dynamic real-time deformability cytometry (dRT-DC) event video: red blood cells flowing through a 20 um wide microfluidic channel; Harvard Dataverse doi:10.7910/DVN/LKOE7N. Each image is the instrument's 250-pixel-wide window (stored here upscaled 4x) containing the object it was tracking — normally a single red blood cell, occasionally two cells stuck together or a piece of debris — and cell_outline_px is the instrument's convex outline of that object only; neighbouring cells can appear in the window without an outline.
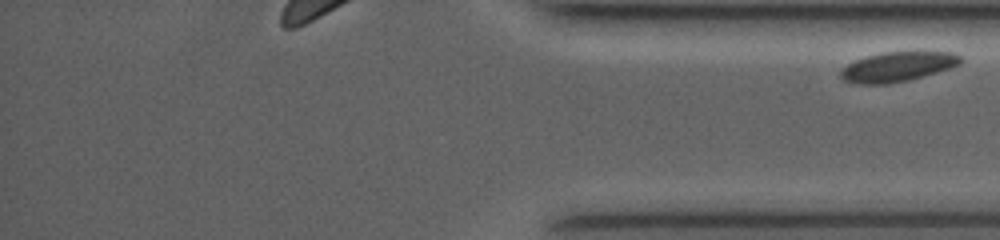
{"species": "common noctule bat (a hibernating species)", "species_latin": "Nyctalus noctula", "temperature_condition": "room temperature", "stored_images_in_passage": 38, "segment_of_instrument_passage": [2, 2], "camera_frame_rate_fps": 4000, "um_per_image_px": 0.085, "animal": {"sex": "female", "body_mass_g": 19.0, "forearm_length_mm": 53.3}, "frame": {"image": 1, "passage_image": 38, "time_ms": 10.0, "image_size_px": [1000, 240], "cell_outline_px": [[964, 60], [960, 64], [952, 68], [924, 76], [908, 80], [888, 84], [856, 84], [844, 80], [840, 76], [840, 72], [848, 64], [856, 60], [868, 56], [884, 52], [952, 52], [960, 56]], "centroid_in_image_um": [76.33, 5.68], "position_along_channel_um": 358.9, "area_um2": 20.69}}